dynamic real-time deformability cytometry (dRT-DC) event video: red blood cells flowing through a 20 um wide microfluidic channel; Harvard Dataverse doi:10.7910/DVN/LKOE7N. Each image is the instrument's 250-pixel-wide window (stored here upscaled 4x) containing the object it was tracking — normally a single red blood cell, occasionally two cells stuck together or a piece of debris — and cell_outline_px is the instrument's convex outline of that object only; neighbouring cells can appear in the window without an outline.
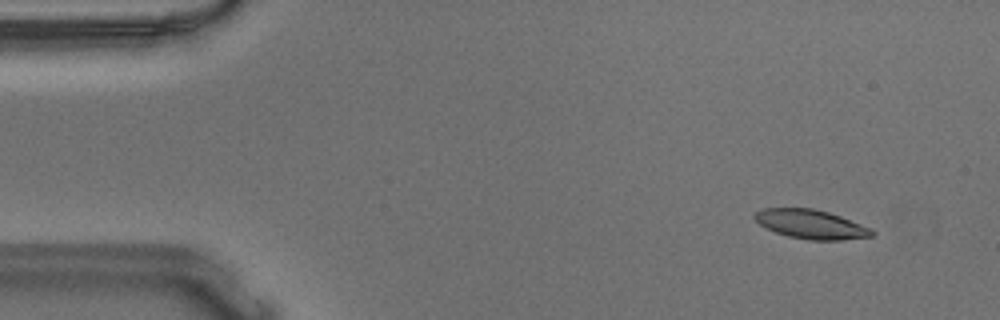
{"species": "Egyptian fruit bat (a non-hibernating species)", "species_latin": "Rousettus aegyptiacus", "temperature_condition": "warm", "stored_images_in_passage": 55, "camera_frame_rate_fps": 3000, "um_per_image_px": 0.085, "animal": {"sex": "male"}, "frame": {"image": 1, "passage_image": 5, "time_ms": 1.333, "image_size_px": [1000, 320], "cell_outline_px": [[876, 236], [840, 240], [808, 240], [788, 236], [776, 232], [760, 224], [752, 216], [760, 208], [812, 208], [828, 212], [840, 216], [872, 228], [876, 232]], "centroid_in_image_um": [68.97, 19.06], "position_along_channel_um": 16.0, "area_um2": 19.94}}
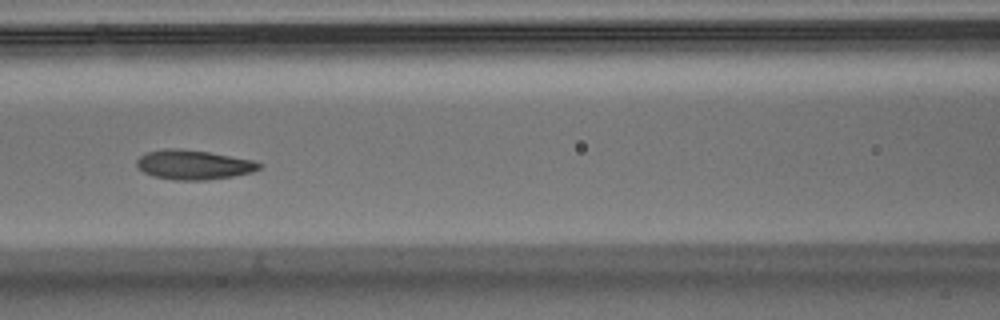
{"frame": {"image": 2, "passage_image": 24, "time_ms": 7.667, "image_size_px": [1000, 320], "cell_outline_px": [[264, 164], [260, 168], [252, 172], [232, 176], [204, 180], [176, 180], [152, 176], [136, 168], [136, 160], [140, 156], [148, 152], [164, 148], [176, 148], [208, 152], [252, 160]], "centroid_in_image_um": [16.42, 14.0], "position_along_channel_um": 150.2, "area_um2": 20.98}}
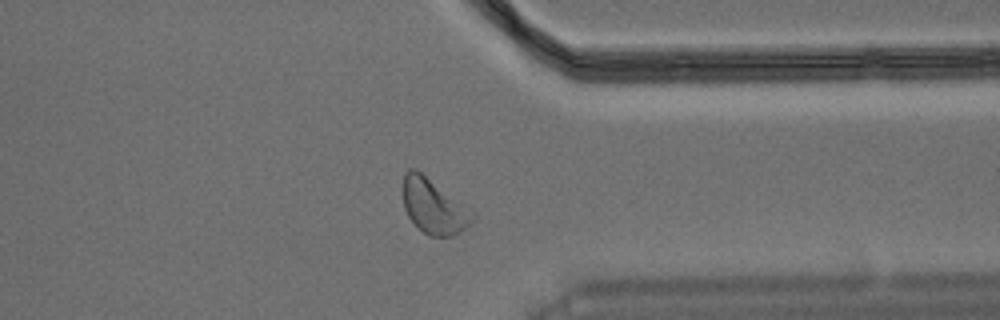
{"frame": {"image": 3, "passage_image": 43, "time_ms": 14.0, "image_size_px": [1000, 320], "cell_outline_px": [[476, 216], [460, 232], [452, 236], [428, 236], [416, 228], [408, 216], [404, 208], [404, 172], [408, 168], [416, 168], [472, 208], [476, 212]], "centroid_in_image_um": [36.89, 17.53], "position_along_channel_um": 374.5, "area_um2": 22.66}, "authors_computed_cell_mechanics": {"area_um2": 20.808, "velocity_mm_per_s": 3.6161, "shape_relaxation_time_tau1_ms": 3.9482, "shape_relaxation_time_tau2_ms": 1.6977, "deformation_change_tau1": 0.1379, "deformation_change_tau2": 0.0794}}